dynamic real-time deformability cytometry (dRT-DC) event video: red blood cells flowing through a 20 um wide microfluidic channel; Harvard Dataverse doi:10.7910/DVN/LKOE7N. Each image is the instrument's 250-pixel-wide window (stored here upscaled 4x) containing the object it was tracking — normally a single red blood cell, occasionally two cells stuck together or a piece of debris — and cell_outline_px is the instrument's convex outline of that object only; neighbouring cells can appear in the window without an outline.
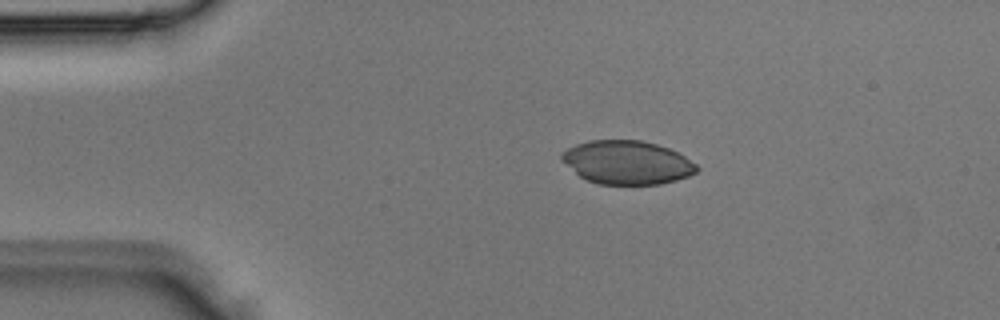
{"species": "Egyptian fruit bat (a non-hibernating species)", "species_latin": "Rousettus aegyptiacus", "temperature_condition": "room temperature", "stored_images_in_passage": 3, "camera_frame_rate_fps": 3000, "um_per_image_px": 0.085, "animal": {"sex": "male"}, "frame": {"image": 1, "passage_image": 2, "time_ms": 0.333, "image_size_px": [1000, 320], "cell_outline_px": [[700, 168], [696, 172], [688, 176], [676, 180], [660, 184], [600, 184], [588, 180], [580, 176], [560, 160], [560, 156], [568, 148], [576, 144], [588, 140], [640, 140], [656, 144], [668, 148], [684, 156], [696, 164]], "centroid_in_image_um": [53.29, 13.8], "position_along_channel_um": 31.7, "area_um2": 34.1}}